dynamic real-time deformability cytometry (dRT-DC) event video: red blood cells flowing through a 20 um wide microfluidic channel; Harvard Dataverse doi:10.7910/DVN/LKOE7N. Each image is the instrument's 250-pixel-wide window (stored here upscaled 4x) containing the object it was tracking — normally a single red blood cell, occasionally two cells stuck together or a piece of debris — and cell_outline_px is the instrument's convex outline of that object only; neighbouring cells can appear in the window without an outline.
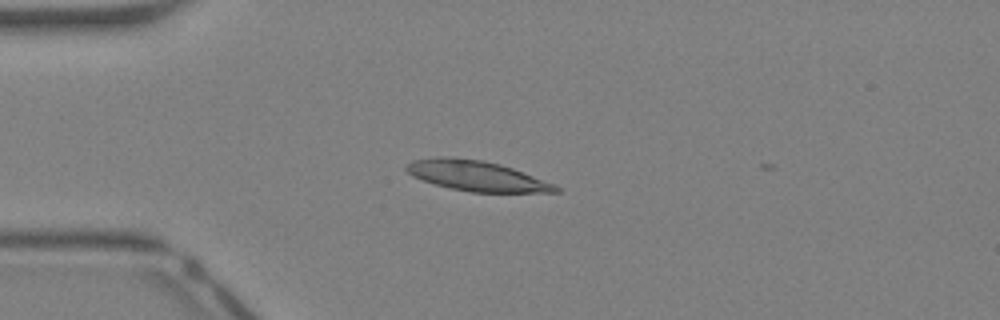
{"species": "Egyptian fruit bat (a non-hibernating species)", "species_latin": "Rousettus aegyptiacus", "temperature_condition": "warm", "stored_images_in_passage": 3, "camera_frame_rate_fps": 3000, "um_per_image_px": 0.085, "animal": {"sex": "female"}, "frame": {"image": 1, "passage_image": 1, "time_ms": 0.0, "image_size_px": [1000, 320], "cell_outline_px": [[560, 192], [472, 192], [452, 188], [436, 184], [412, 176], [404, 168], [412, 160], [440, 156], [444, 156], [480, 160], [500, 164], [512, 168], [552, 184], [560, 188]], "centroid_in_image_um": [40.47, 14.94], "position_along_channel_um": 44.5, "area_um2": 25.72}}